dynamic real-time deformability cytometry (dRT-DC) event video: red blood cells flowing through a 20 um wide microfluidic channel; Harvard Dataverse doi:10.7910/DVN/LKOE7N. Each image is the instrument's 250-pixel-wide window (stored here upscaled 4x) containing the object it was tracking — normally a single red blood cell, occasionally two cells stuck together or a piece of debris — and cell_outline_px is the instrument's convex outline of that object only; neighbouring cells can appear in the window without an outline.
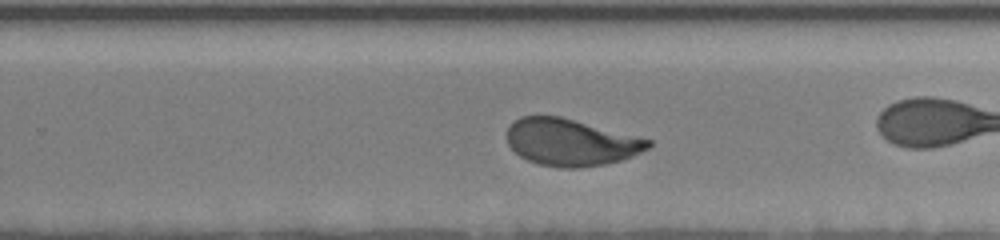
{"species": "human", "species_latin": "Homo sapiens", "temperature_condition": "room temperature", "stored_images_in_passage": 41, "camera_frame_rate_fps": 3000, "um_per_image_px": 0.085, "donor": {"sex": "female"}, "frame": {"image": 1, "passage_image": 30, "time_ms": 9.667, "image_size_px": [1000, 240], "cell_outline_px": [[652, 144], [648, 148], [632, 156], [620, 160], [604, 164], [580, 168], [560, 168], [540, 164], [528, 160], [520, 156], [508, 144], [508, 128], [520, 116], [560, 116], [652, 140]], "centroid_in_image_um": [48.52, 12.1], "position_along_channel_um": 281.3, "area_um2": 38.26}, "authors_computed_cell_mechanics": {"area_um2": 39.1306, "velocity_mm_per_s": 3.8741, "shape_relaxation_time_tau1_ms": 3.3328, "shape_relaxation_time_tau2_ms": null, "deformation_change_tau1": 0.1668, "deformation_change_tau2": null}}